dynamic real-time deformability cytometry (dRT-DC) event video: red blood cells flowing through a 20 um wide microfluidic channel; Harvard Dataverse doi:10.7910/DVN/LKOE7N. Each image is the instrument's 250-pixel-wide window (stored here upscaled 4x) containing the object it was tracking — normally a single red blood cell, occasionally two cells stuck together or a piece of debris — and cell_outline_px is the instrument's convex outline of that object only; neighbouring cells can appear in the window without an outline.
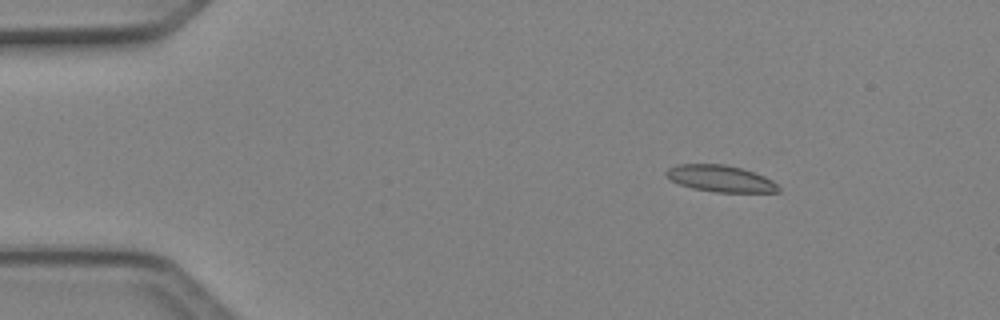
{"species": "Egyptian fruit bat (a non-hibernating species)", "species_latin": "Rousettus aegyptiacus", "temperature_condition": "cold", "stored_images_in_passage": 3, "camera_frame_rate_fps": 3000, "um_per_image_px": 0.085, "animal": {"sex": "female"}, "frame": {"image": 1, "passage_image": 2, "time_ms": 0.333, "image_size_px": [1000, 320], "cell_outline_px": [[780, 192], [716, 192], [692, 188], [680, 184], [672, 180], [664, 172], [668, 168], [680, 164], [724, 164], [740, 168], [764, 176], [772, 180], [780, 188]], "centroid_in_image_um": [61.24, 15.18], "position_along_channel_um": 23.8, "area_um2": 17.17}}